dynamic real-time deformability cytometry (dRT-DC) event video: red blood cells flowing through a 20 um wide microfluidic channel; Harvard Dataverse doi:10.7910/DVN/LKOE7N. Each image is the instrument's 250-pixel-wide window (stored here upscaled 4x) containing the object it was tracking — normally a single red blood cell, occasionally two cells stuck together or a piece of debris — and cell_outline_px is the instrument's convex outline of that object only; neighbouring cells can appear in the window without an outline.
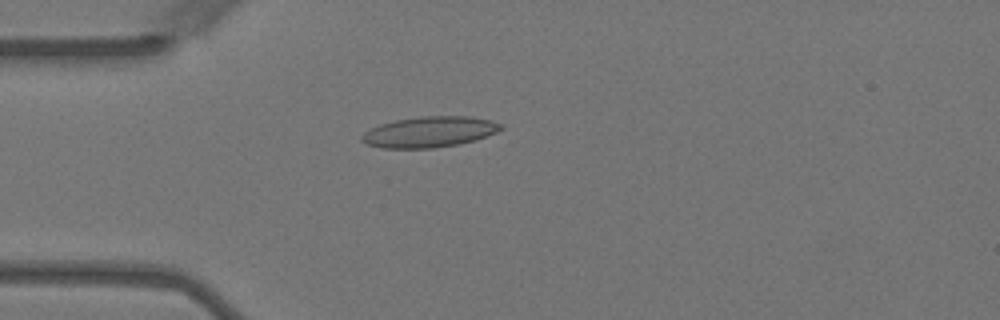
{"species": "Egyptian fruit bat (a non-hibernating species)", "species_latin": "Rousettus aegyptiacus", "temperature_condition": "warm", "stored_images_in_passage": 55, "camera_frame_rate_fps": 3000, "um_per_image_px": 0.085, "animal": {"sex": "female"}, "frame": {"image": 1, "passage_image": 13, "time_ms": 4.0, "image_size_px": [1000, 320], "cell_outline_px": [[504, 128], [496, 132], [476, 140], [460, 144], [432, 148], [384, 148], [368, 144], [360, 140], [360, 136], [364, 132], [380, 124], [396, 120], [420, 116], [468, 116], [492, 120], [504, 124]], "centroid_in_image_um": [36.54, 11.21], "position_along_channel_um": 48.5, "area_um2": 25.03}}
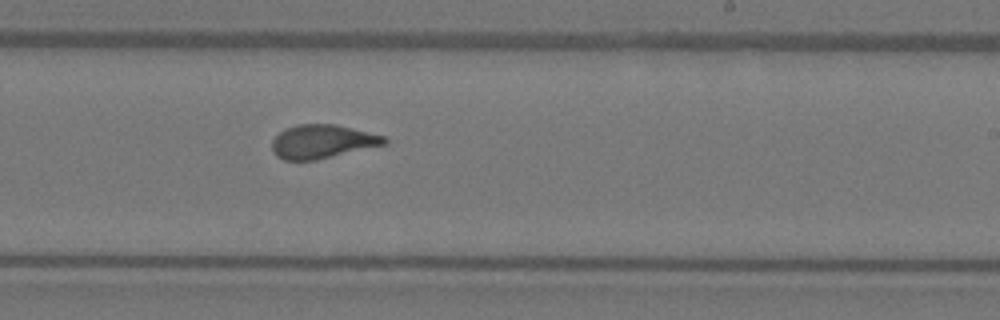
{"frame": {"image": 2, "passage_image": 32, "time_ms": 10.333, "image_size_px": [1000, 320], "cell_outline_px": [[388, 144], [316, 160], [284, 160], [276, 156], [272, 152], [272, 140], [280, 132], [296, 124], [336, 124], [384, 136], [388, 140]], "centroid_in_image_um": [27.4, 12.04], "position_along_channel_um": 261.6, "area_um2": 22.08}}
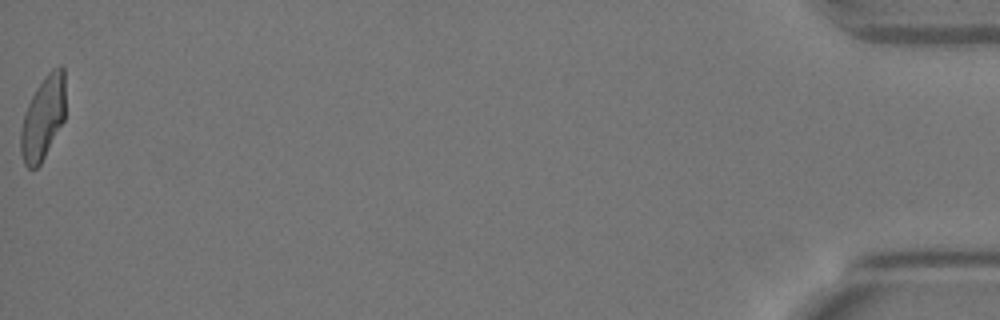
{"frame": {"image": 3, "passage_image": 55, "time_ms": 18.0, "image_size_px": [1000, 320], "cell_outline_px": [[64, 120], [40, 164], [36, 168], [28, 168], [24, 164], [20, 152], [20, 128], [24, 112], [32, 96], [44, 76], [52, 68], [60, 64], [64, 68]], "centroid_in_image_um": [3.63, 10.01], "position_along_channel_um": 431.6, "area_um2": 21.68}, "authors_computed_cell_mechanics": {"area_um2": 22.6576, "velocity_mm_per_s": 3.5422, "shape_relaxation_time_tau1_ms": 11.0767, "shape_relaxation_time_tau2_ms": 1.0358, "deformation_change_tau1": 0.29, "deformation_change_tau2": 0.0787}}